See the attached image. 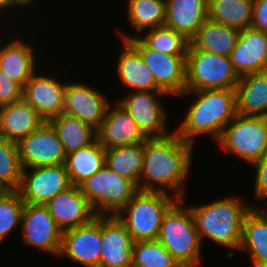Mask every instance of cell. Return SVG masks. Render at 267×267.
<instances>
[{
	"mask_svg": "<svg viewBox=\"0 0 267 267\" xmlns=\"http://www.w3.org/2000/svg\"><path fill=\"white\" fill-rule=\"evenodd\" d=\"M192 147L175 130L171 134L146 136L138 190L168 193L169 189L177 199H185L183 183L191 166Z\"/></svg>",
	"mask_w": 267,
	"mask_h": 267,
	"instance_id": "cell-1",
	"label": "cell"
},
{
	"mask_svg": "<svg viewBox=\"0 0 267 267\" xmlns=\"http://www.w3.org/2000/svg\"><path fill=\"white\" fill-rule=\"evenodd\" d=\"M194 92L197 98L177 128V135L193 145L194 137L206 133L217 141L223 129L237 116L235 89L185 91L181 95Z\"/></svg>",
	"mask_w": 267,
	"mask_h": 267,
	"instance_id": "cell-2",
	"label": "cell"
},
{
	"mask_svg": "<svg viewBox=\"0 0 267 267\" xmlns=\"http://www.w3.org/2000/svg\"><path fill=\"white\" fill-rule=\"evenodd\" d=\"M250 205L236 197H226L208 204L189 206L201 243L204 237H208L221 246L239 249L244 216L255 207Z\"/></svg>",
	"mask_w": 267,
	"mask_h": 267,
	"instance_id": "cell-3",
	"label": "cell"
},
{
	"mask_svg": "<svg viewBox=\"0 0 267 267\" xmlns=\"http://www.w3.org/2000/svg\"><path fill=\"white\" fill-rule=\"evenodd\" d=\"M183 204L178 199L164 214L157 240L182 267H197L202 244L192 212Z\"/></svg>",
	"mask_w": 267,
	"mask_h": 267,
	"instance_id": "cell-4",
	"label": "cell"
},
{
	"mask_svg": "<svg viewBox=\"0 0 267 267\" xmlns=\"http://www.w3.org/2000/svg\"><path fill=\"white\" fill-rule=\"evenodd\" d=\"M172 197L165 192L139 190L116 216L134 242L157 240L164 214L178 200Z\"/></svg>",
	"mask_w": 267,
	"mask_h": 267,
	"instance_id": "cell-5",
	"label": "cell"
},
{
	"mask_svg": "<svg viewBox=\"0 0 267 267\" xmlns=\"http://www.w3.org/2000/svg\"><path fill=\"white\" fill-rule=\"evenodd\" d=\"M78 187L97 216H105L107 212L109 216L117 215L139 191L134 182L120 176L106 165Z\"/></svg>",
	"mask_w": 267,
	"mask_h": 267,
	"instance_id": "cell-6",
	"label": "cell"
},
{
	"mask_svg": "<svg viewBox=\"0 0 267 267\" xmlns=\"http://www.w3.org/2000/svg\"><path fill=\"white\" fill-rule=\"evenodd\" d=\"M239 79L230 57L199 50L189 42L185 91L235 89Z\"/></svg>",
	"mask_w": 267,
	"mask_h": 267,
	"instance_id": "cell-7",
	"label": "cell"
},
{
	"mask_svg": "<svg viewBox=\"0 0 267 267\" xmlns=\"http://www.w3.org/2000/svg\"><path fill=\"white\" fill-rule=\"evenodd\" d=\"M217 142L222 150L254 164L267 155L266 117L237 115L223 129Z\"/></svg>",
	"mask_w": 267,
	"mask_h": 267,
	"instance_id": "cell-8",
	"label": "cell"
},
{
	"mask_svg": "<svg viewBox=\"0 0 267 267\" xmlns=\"http://www.w3.org/2000/svg\"><path fill=\"white\" fill-rule=\"evenodd\" d=\"M139 53L151 70L157 87L173 96L181 95L186 89V55H169L149 48L139 35L120 34Z\"/></svg>",
	"mask_w": 267,
	"mask_h": 267,
	"instance_id": "cell-9",
	"label": "cell"
},
{
	"mask_svg": "<svg viewBox=\"0 0 267 267\" xmlns=\"http://www.w3.org/2000/svg\"><path fill=\"white\" fill-rule=\"evenodd\" d=\"M29 169L32 171L30 172ZM71 186L65 165L58 164L24 168L18 192L27 204L45 205L58 193Z\"/></svg>",
	"mask_w": 267,
	"mask_h": 267,
	"instance_id": "cell-10",
	"label": "cell"
},
{
	"mask_svg": "<svg viewBox=\"0 0 267 267\" xmlns=\"http://www.w3.org/2000/svg\"><path fill=\"white\" fill-rule=\"evenodd\" d=\"M17 146L23 169L65 163L66 154L62 143L50 122H44Z\"/></svg>",
	"mask_w": 267,
	"mask_h": 267,
	"instance_id": "cell-11",
	"label": "cell"
},
{
	"mask_svg": "<svg viewBox=\"0 0 267 267\" xmlns=\"http://www.w3.org/2000/svg\"><path fill=\"white\" fill-rule=\"evenodd\" d=\"M20 225L24 244L59 256L63 231L57 226L45 205L25 203Z\"/></svg>",
	"mask_w": 267,
	"mask_h": 267,
	"instance_id": "cell-12",
	"label": "cell"
},
{
	"mask_svg": "<svg viewBox=\"0 0 267 267\" xmlns=\"http://www.w3.org/2000/svg\"><path fill=\"white\" fill-rule=\"evenodd\" d=\"M101 216L90 223L62 232V244L58 257L66 256L87 267H100Z\"/></svg>",
	"mask_w": 267,
	"mask_h": 267,
	"instance_id": "cell-13",
	"label": "cell"
},
{
	"mask_svg": "<svg viewBox=\"0 0 267 267\" xmlns=\"http://www.w3.org/2000/svg\"><path fill=\"white\" fill-rule=\"evenodd\" d=\"M131 92L117 103L130 114L146 136L166 134L167 113L158 98L168 94L163 91Z\"/></svg>",
	"mask_w": 267,
	"mask_h": 267,
	"instance_id": "cell-14",
	"label": "cell"
},
{
	"mask_svg": "<svg viewBox=\"0 0 267 267\" xmlns=\"http://www.w3.org/2000/svg\"><path fill=\"white\" fill-rule=\"evenodd\" d=\"M96 88L81 83L66 85L63 113L76 117L94 129L100 127L110 102Z\"/></svg>",
	"mask_w": 267,
	"mask_h": 267,
	"instance_id": "cell-15",
	"label": "cell"
},
{
	"mask_svg": "<svg viewBox=\"0 0 267 267\" xmlns=\"http://www.w3.org/2000/svg\"><path fill=\"white\" fill-rule=\"evenodd\" d=\"M66 85L48 75L34 73L23 87L22 98L36 110L45 122H49L64 111Z\"/></svg>",
	"mask_w": 267,
	"mask_h": 267,
	"instance_id": "cell-16",
	"label": "cell"
},
{
	"mask_svg": "<svg viewBox=\"0 0 267 267\" xmlns=\"http://www.w3.org/2000/svg\"><path fill=\"white\" fill-rule=\"evenodd\" d=\"M100 267H132L134 240L116 215L101 216Z\"/></svg>",
	"mask_w": 267,
	"mask_h": 267,
	"instance_id": "cell-17",
	"label": "cell"
},
{
	"mask_svg": "<svg viewBox=\"0 0 267 267\" xmlns=\"http://www.w3.org/2000/svg\"><path fill=\"white\" fill-rule=\"evenodd\" d=\"M115 103V107H111V103L108 105L105 117L96 130L99 143L105 149L144 143L146 135L130 114Z\"/></svg>",
	"mask_w": 267,
	"mask_h": 267,
	"instance_id": "cell-18",
	"label": "cell"
},
{
	"mask_svg": "<svg viewBox=\"0 0 267 267\" xmlns=\"http://www.w3.org/2000/svg\"><path fill=\"white\" fill-rule=\"evenodd\" d=\"M230 60L239 78L267 71V33L251 27L240 30Z\"/></svg>",
	"mask_w": 267,
	"mask_h": 267,
	"instance_id": "cell-19",
	"label": "cell"
},
{
	"mask_svg": "<svg viewBox=\"0 0 267 267\" xmlns=\"http://www.w3.org/2000/svg\"><path fill=\"white\" fill-rule=\"evenodd\" d=\"M45 206L62 231L88 224L97 216L75 185L58 193Z\"/></svg>",
	"mask_w": 267,
	"mask_h": 267,
	"instance_id": "cell-20",
	"label": "cell"
},
{
	"mask_svg": "<svg viewBox=\"0 0 267 267\" xmlns=\"http://www.w3.org/2000/svg\"><path fill=\"white\" fill-rule=\"evenodd\" d=\"M44 122V119L23 98L0 106V136L10 142L18 144Z\"/></svg>",
	"mask_w": 267,
	"mask_h": 267,
	"instance_id": "cell-21",
	"label": "cell"
},
{
	"mask_svg": "<svg viewBox=\"0 0 267 267\" xmlns=\"http://www.w3.org/2000/svg\"><path fill=\"white\" fill-rule=\"evenodd\" d=\"M165 25L191 40L208 19V0H165Z\"/></svg>",
	"mask_w": 267,
	"mask_h": 267,
	"instance_id": "cell-22",
	"label": "cell"
},
{
	"mask_svg": "<svg viewBox=\"0 0 267 267\" xmlns=\"http://www.w3.org/2000/svg\"><path fill=\"white\" fill-rule=\"evenodd\" d=\"M239 249L248 251L252 267L267 266V211L252 207L244 216Z\"/></svg>",
	"mask_w": 267,
	"mask_h": 267,
	"instance_id": "cell-23",
	"label": "cell"
},
{
	"mask_svg": "<svg viewBox=\"0 0 267 267\" xmlns=\"http://www.w3.org/2000/svg\"><path fill=\"white\" fill-rule=\"evenodd\" d=\"M124 51L119 55L117 74L122 85L137 91H161L154 80L149 67L143 62L140 53L123 40Z\"/></svg>",
	"mask_w": 267,
	"mask_h": 267,
	"instance_id": "cell-24",
	"label": "cell"
},
{
	"mask_svg": "<svg viewBox=\"0 0 267 267\" xmlns=\"http://www.w3.org/2000/svg\"><path fill=\"white\" fill-rule=\"evenodd\" d=\"M235 93L237 115L267 116V71L241 77Z\"/></svg>",
	"mask_w": 267,
	"mask_h": 267,
	"instance_id": "cell-25",
	"label": "cell"
},
{
	"mask_svg": "<svg viewBox=\"0 0 267 267\" xmlns=\"http://www.w3.org/2000/svg\"><path fill=\"white\" fill-rule=\"evenodd\" d=\"M0 46V69L22 88L35 71V56L31 46L20 39H14Z\"/></svg>",
	"mask_w": 267,
	"mask_h": 267,
	"instance_id": "cell-26",
	"label": "cell"
},
{
	"mask_svg": "<svg viewBox=\"0 0 267 267\" xmlns=\"http://www.w3.org/2000/svg\"><path fill=\"white\" fill-rule=\"evenodd\" d=\"M240 31L207 19L199 28L190 43L197 49L230 57Z\"/></svg>",
	"mask_w": 267,
	"mask_h": 267,
	"instance_id": "cell-27",
	"label": "cell"
},
{
	"mask_svg": "<svg viewBox=\"0 0 267 267\" xmlns=\"http://www.w3.org/2000/svg\"><path fill=\"white\" fill-rule=\"evenodd\" d=\"M64 165L71 184L78 186L106 165L105 148L96 139L92 144L66 155Z\"/></svg>",
	"mask_w": 267,
	"mask_h": 267,
	"instance_id": "cell-28",
	"label": "cell"
},
{
	"mask_svg": "<svg viewBox=\"0 0 267 267\" xmlns=\"http://www.w3.org/2000/svg\"><path fill=\"white\" fill-rule=\"evenodd\" d=\"M49 122L57 131L66 155L92 144L97 139L96 129L65 113Z\"/></svg>",
	"mask_w": 267,
	"mask_h": 267,
	"instance_id": "cell-29",
	"label": "cell"
},
{
	"mask_svg": "<svg viewBox=\"0 0 267 267\" xmlns=\"http://www.w3.org/2000/svg\"><path fill=\"white\" fill-rule=\"evenodd\" d=\"M254 0H208V19L243 30L251 27Z\"/></svg>",
	"mask_w": 267,
	"mask_h": 267,
	"instance_id": "cell-30",
	"label": "cell"
},
{
	"mask_svg": "<svg viewBox=\"0 0 267 267\" xmlns=\"http://www.w3.org/2000/svg\"><path fill=\"white\" fill-rule=\"evenodd\" d=\"M105 155L106 166L138 187L144 163V143L111 147L105 149Z\"/></svg>",
	"mask_w": 267,
	"mask_h": 267,
	"instance_id": "cell-31",
	"label": "cell"
},
{
	"mask_svg": "<svg viewBox=\"0 0 267 267\" xmlns=\"http://www.w3.org/2000/svg\"><path fill=\"white\" fill-rule=\"evenodd\" d=\"M128 20L137 31L153 29L165 25V0H127Z\"/></svg>",
	"mask_w": 267,
	"mask_h": 267,
	"instance_id": "cell-32",
	"label": "cell"
},
{
	"mask_svg": "<svg viewBox=\"0 0 267 267\" xmlns=\"http://www.w3.org/2000/svg\"><path fill=\"white\" fill-rule=\"evenodd\" d=\"M132 267L182 266L158 240H148L133 243Z\"/></svg>",
	"mask_w": 267,
	"mask_h": 267,
	"instance_id": "cell-33",
	"label": "cell"
},
{
	"mask_svg": "<svg viewBox=\"0 0 267 267\" xmlns=\"http://www.w3.org/2000/svg\"><path fill=\"white\" fill-rule=\"evenodd\" d=\"M22 171L17 144L0 136V190H18Z\"/></svg>",
	"mask_w": 267,
	"mask_h": 267,
	"instance_id": "cell-34",
	"label": "cell"
},
{
	"mask_svg": "<svg viewBox=\"0 0 267 267\" xmlns=\"http://www.w3.org/2000/svg\"><path fill=\"white\" fill-rule=\"evenodd\" d=\"M140 39L151 49L169 54L186 55L189 40L166 25L149 29Z\"/></svg>",
	"mask_w": 267,
	"mask_h": 267,
	"instance_id": "cell-35",
	"label": "cell"
},
{
	"mask_svg": "<svg viewBox=\"0 0 267 267\" xmlns=\"http://www.w3.org/2000/svg\"><path fill=\"white\" fill-rule=\"evenodd\" d=\"M25 202L18 190H0V245L22 221Z\"/></svg>",
	"mask_w": 267,
	"mask_h": 267,
	"instance_id": "cell-36",
	"label": "cell"
},
{
	"mask_svg": "<svg viewBox=\"0 0 267 267\" xmlns=\"http://www.w3.org/2000/svg\"><path fill=\"white\" fill-rule=\"evenodd\" d=\"M23 88L0 69V106L22 99Z\"/></svg>",
	"mask_w": 267,
	"mask_h": 267,
	"instance_id": "cell-37",
	"label": "cell"
},
{
	"mask_svg": "<svg viewBox=\"0 0 267 267\" xmlns=\"http://www.w3.org/2000/svg\"><path fill=\"white\" fill-rule=\"evenodd\" d=\"M252 166L256 169L254 186L255 200H265L267 199V155L256 161Z\"/></svg>",
	"mask_w": 267,
	"mask_h": 267,
	"instance_id": "cell-38",
	"label": "cell"
},
{
	"mask_svg": "<svg viewBox=\"0 0 267 267\" xmlns=\"http://www.w3.org/2000/svg\"><path fill=\"white\" fill-rule=\"evenodd\" d=\"M251 28L267 33V0H254Z\"/></svg>",
	"mask_w": 267,
	"mask_h": 267,
	"instance_id": "cell-39",
	"label": "cell"
},
{
	"mask_svg": "<svg viewBox=\"0 0 267 267\" xmlns=\"http://www.w3.org/2000/svg\"><path fill=\"white\" fill-rule=\"evenodd\" d=\"M10 4L13 8L14 7H19V6H27L30 5L32 2H34V0H9Z\"/></svg>",
	"mask_w": 267,
	"mask_h": 267,
	"instance_id": "cell-40",
	"label": "cell"
},
{
	"mask_svg": "<svg viewBox=\"0 0 267 267\" xmlns=\"http://www.w3.org/2000/svg\"><path fill=\"white\" fill-rule=\"evenodd\" d=\"M9 7L11 8V4H10V1L9 0H0V9L4 10L5 9H9Z\"/></svg>",
	"mask_w": 267,
	"mask_h": 267,
	"instance_id": "cell-41",
	"label": "cell"
}]
</instances>
